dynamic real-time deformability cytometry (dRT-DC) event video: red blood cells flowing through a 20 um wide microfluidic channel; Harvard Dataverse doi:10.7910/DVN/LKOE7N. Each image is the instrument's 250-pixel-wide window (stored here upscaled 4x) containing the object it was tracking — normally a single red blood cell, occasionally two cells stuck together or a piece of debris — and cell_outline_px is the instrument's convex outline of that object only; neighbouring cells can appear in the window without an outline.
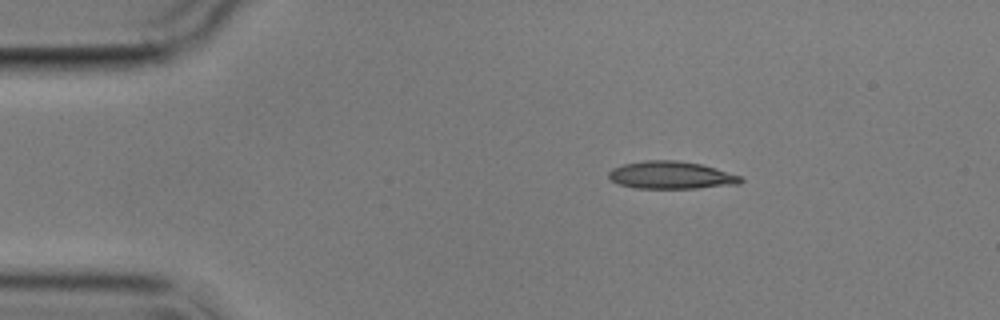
{"species": "common noctule bat (a hibernating species)", "species_latin": "Nyctalus noctula", "temperature_condition": "cold", "stored_images_in_passage": 2, "camera_frame_rate_fps": 3000, "um_per_image_px": 0.085, "animal": {"sex": "male", "body_mass_g": 17.9}, "frame": {"image": 1, "passage_image": 1, "time_ms": 0.0, "image_size_px": [1000, 320], "cell_outline_px": [[744, 180], [740, 184], [696, 188], [636, 188], [620, 184], [612, 180], [608, 176], [608, 172], [612, 168], [624, 164], [644, 160], [676, 160], [700, 164], [716, 168], [740, 176]], "centroid_in_image_um": [57.05, 14.88], "position_along_channel_um": 28.0, "area_um2": 21.1}}